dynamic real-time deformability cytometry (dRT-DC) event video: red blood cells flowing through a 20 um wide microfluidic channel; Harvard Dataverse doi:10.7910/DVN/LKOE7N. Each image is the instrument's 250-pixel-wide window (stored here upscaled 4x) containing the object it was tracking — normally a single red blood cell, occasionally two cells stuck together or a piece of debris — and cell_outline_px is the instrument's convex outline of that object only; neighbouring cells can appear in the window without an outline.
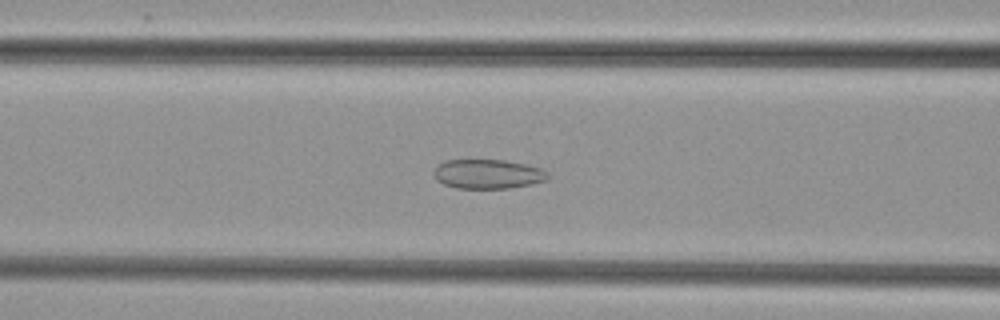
{"species": "common noctule bat (a hibernating species)", "species_latin": "Nyctalus noctula", "temperature_condition": "cold", "stored_images_in_passage": 21, "camera_frame_rate_fps": 3000, "um_per_image_px": 0.085, "animal": {"sex": "female", "body_mass_g": 29.2, "forearm_length_mm": 56.3}, "frame": {"image": 1, "passage_image": 10, "time_ms": 3.0, "image_size_px": [1000, 320], "cell_outline_px": [[552, 176], [548, 180], [532, 184], [508, 188], [456, 188], [444, 184], [436, 180], [432, 172], [436, 164], [444, 160], [504, 160], [524, 164], [540, 168], [548, 172]], "centroid_in_image_um": [41.45, 14.79], "position_along_channel_um": 125.1, "area_um2": 19.77}}
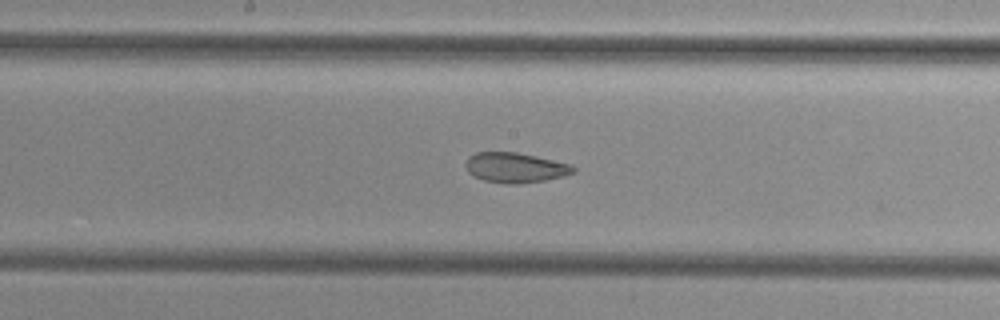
{"frame": {"image": 2, "passage_image": 16, "time_ms": 5.0, "image_size_px": [1000, 320], "cell_outline_px": [[576, 172], [564, 176], [544, 180], [516, 184], [504, 184], [484, 180], [472, 176], [468, 172], [464, 164], [468, 156], [476, 152], [516, 152], [536, 156], [572, 164], [576, 168]], "centroid_in_image_um": [43.78, 14.25], "position_along_channel_um": 204.4, "area_um2": 19.07}}
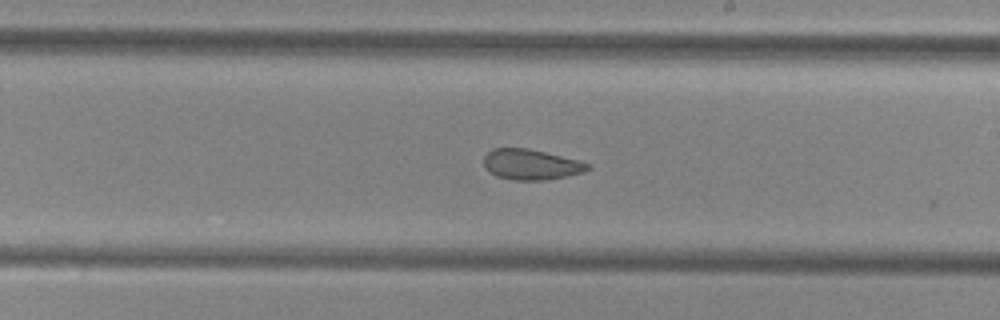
{"frame": {"image": 3, "passage_image": 19, "time_ms": 6.0, "image_size_px": [1000, 320], "cell_outline_px": [[592, 168], [584, 172], [568, 176], [544, 180], [512, 180], [496, 176], [484, 164], [484, 156], [492, 148], [528, 148], [580, 160], [592, 164]], "centroid_in_image_um": [45.2, 13.98], "position_along_channel_um": 243.8, "area_um2": 18.55}}